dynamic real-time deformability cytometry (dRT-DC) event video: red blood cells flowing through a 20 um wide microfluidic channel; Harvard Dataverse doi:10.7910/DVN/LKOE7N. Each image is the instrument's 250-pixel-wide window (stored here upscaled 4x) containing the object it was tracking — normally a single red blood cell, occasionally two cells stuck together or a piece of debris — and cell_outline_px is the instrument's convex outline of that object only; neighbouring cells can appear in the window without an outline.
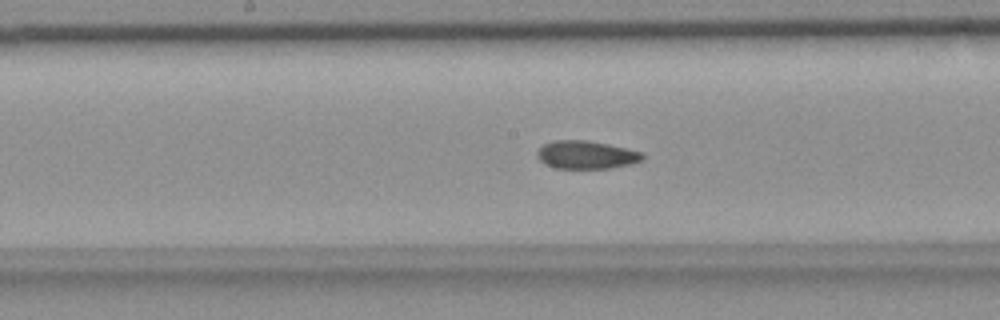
{"species": "common noctule bat (a hibernating species)", "species_latin": "Nyctalus noctula", "temperature_condition": "room temperature", "stored_images_in_passage": 48, "segment_of_instrument_passage": [1, 2], "camera_frame_rate_fps": 3000, "um_per_image_px": 0.085, "animal": {"sex": "female", "body_mass_g": 18.4}, "frame": {"image": 1, "passage_image": 20, "time_ms": 6.333, "image_size_px": [1000, 320], "cell_outline_px": [[644, 160], [632, 164], [612, 168], [556, 168], [544, 164], [536, 156], [536, 152], [544, 144], [552, 140], [588, 140], [608, 144], [644, 152]], "centroid_in_image_um": [49.85, 13.16], "position_along_channel_um": 198.3, "area_um2": 17.46}}
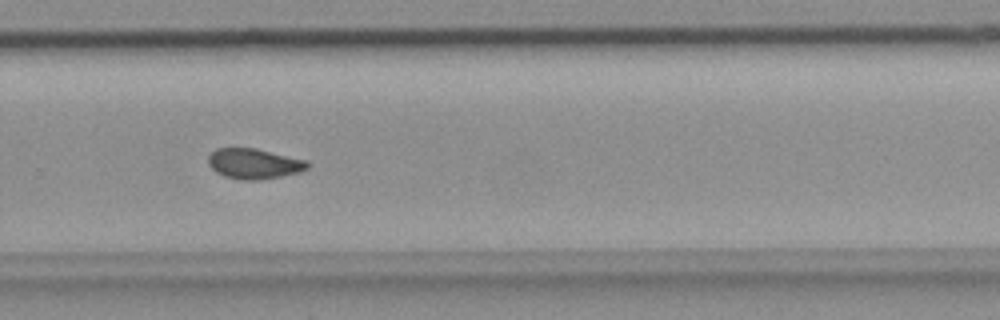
{"frame": {"image": 2, "passage_image": 29, "time_ms": 9.333, "image_size_px": [1000, 320], "cell_outline_px": [[312, 164], [308, 168], [300, 172], [260, 180], [240, 180], [224, 176], [216, 172], [208, 164], [208, 156], [216, 148], [256, 148], [308, 160]], "centroid_in_image_um": [21.62, 13.91], "position_along_channel_um": 308.2, "area_um2": 17.74}}
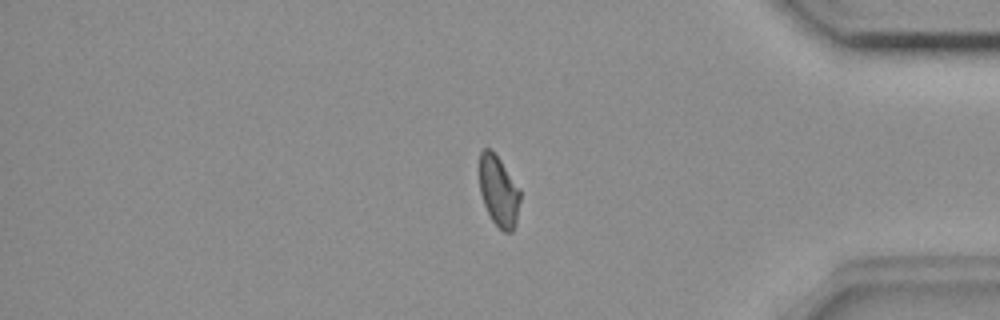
{"frame": {"image": 3, "passage_image": 38, "time_ms": 12.333, "image_size_px": [1000, 320], "cell_outline_px": [[520, 200], [516, 224], [512, 232], [504, 232], [492, 220], [484, 204], [480, 192], [480, 152], [484, 148], [488, 148], [500, 160], [520, 188]], "centroid_in_image_um": [42.4, 16.27], "position_along_channel_um": 392.8, "area_um2": 16.59}}